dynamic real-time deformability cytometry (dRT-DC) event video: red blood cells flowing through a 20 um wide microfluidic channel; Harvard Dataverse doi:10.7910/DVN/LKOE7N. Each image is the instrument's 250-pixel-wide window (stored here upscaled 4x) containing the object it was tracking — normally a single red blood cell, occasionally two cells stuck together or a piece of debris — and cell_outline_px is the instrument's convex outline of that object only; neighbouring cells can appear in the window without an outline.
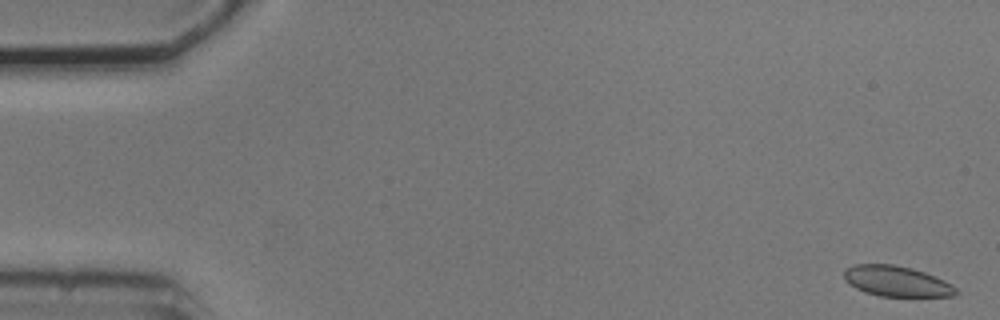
{"species": "common noctule bat (a hibernating species)", "species_latin": "Nyctalus noctula", "temperature_condition": "cold", "stored_images_in_passage": 55, "camera_frame_rate_fps": 3000, "um_per_image_px": 0.085, "animal": {"sex": "male", "body_mass_g": 20.5, "forearm_length_mm": 52.5}, "frame": {"image": 1, "passage_image": 2, "time_ms": 0.333, "image_size_px": [1000, 320], "cell_outline_px": [[960, 292], [952, 296], [880, 296], [864, 292], [856, 288], [844, 280], [844, 272], [848, 268], [856, 264], [892, 264], [912, 268], [924, 272], [944, 280], [952, 284]], "centroid_in_image_um": [76.22, 23.91], "position_along_channel_um": 8.8, "area_um2": 19.83}}
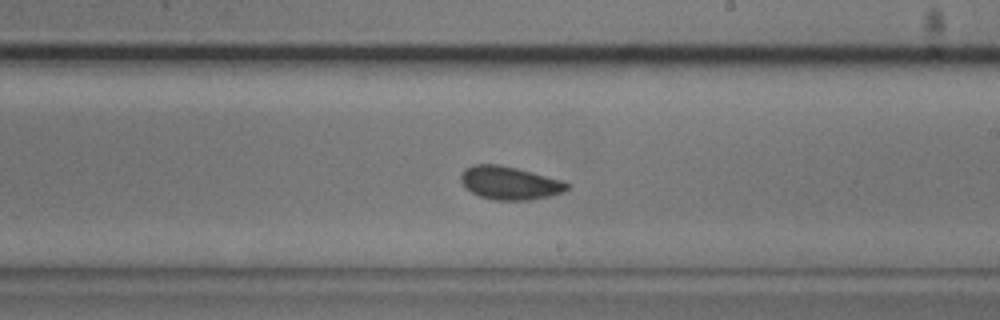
{"frame": {"image": 2, "passage_image": 32, "time_ms": 10.333, "image_size_px": [1000, 320], "cell_outline_px": [[572, 184], [564, 192], [552, 196], [532, 200], [492, 200], [480, 196], [472, 192], [460, 180], [460, 176], [464, 168], [472, 164], [500, 164], [564, 180]], "centroid_in_image_um": [43.37, 15.55], "position_along_channel_um": 245.6, "area_um2": 20.81}}
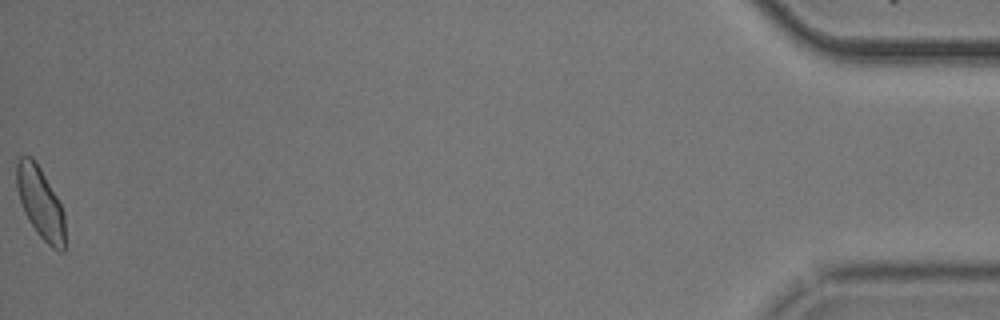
{"frame": {"image": 3, "passage_image": 55, "time_ms": 18.0, "image_size_px": [1000, 320], "cell_outline_px": [[64, 252], [60, 252], [52, 248], [36, 232], [28, 220], [24, 212], [16, 188], [16, 164], [20, 156], [32, 156], [40, 168], [56, 196], [64, 212]], "centroid_in_image_um": [3.41, 17.24], "position_along_channel_um": 431.8, "area_um2": 20.0}, "authors_computed_cell_mechanics": {"area_um2": 20.1722, "velocity_mm_per_s": 3.7222, "shape_relaxation_time_tau1_ms": 2.3779, "shape_relaxation_time_tau2_ms": 1.5074, "deformation_change_tau1": 0.0725, "deformation_change_tau2": 0.0314}}